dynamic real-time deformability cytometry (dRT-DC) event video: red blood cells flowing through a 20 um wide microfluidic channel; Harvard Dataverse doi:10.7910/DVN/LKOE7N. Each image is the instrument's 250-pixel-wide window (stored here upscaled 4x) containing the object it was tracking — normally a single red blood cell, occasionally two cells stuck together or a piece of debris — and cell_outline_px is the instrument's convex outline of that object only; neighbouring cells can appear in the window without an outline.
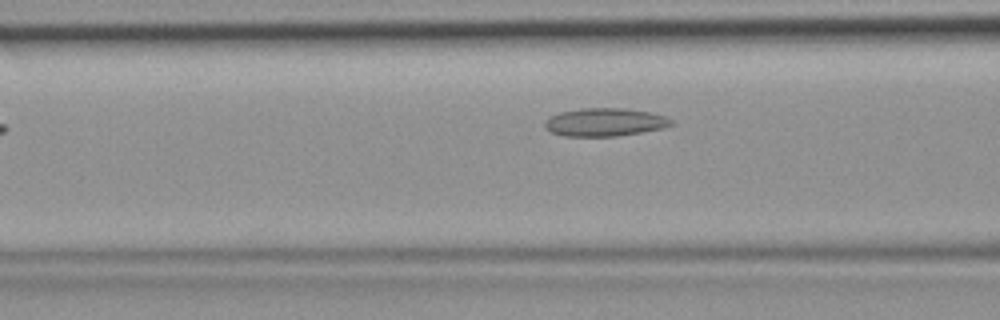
{"species": "common noctule bat (a hibernating species)", "species_latin": "Nyctalus noctula", "temperature_condition": "room temperature", "stored_images_in_passage": 5, "camera_frame_rate_fps": 3000, "um_per_image_px": 0.085, "animal": {"sex": "female", "body_mass_g": 19.9}, "frame": {"image": 1, "passage_image": 4, "time_ms": 1.0, "image_size_px": [1000, 320], "cell_outline_px": [[672, 124], [660, 128], [640, 132], [616, 136], [564, 136], [552, 132], [544, 128], [544, 120], [548, 116], [560, 112], [584, 108], [624, 108], [648, 112], [664, 116], [672, 120]], "centroid_in_image_um": [51.32, 10.38], "position_along_channel_um": 115.3, "area_um2": 20.52}}
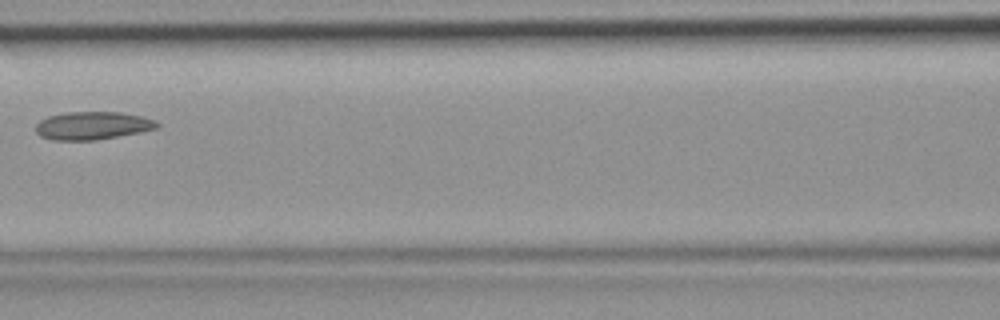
{"frame": {"image": 2, "passage_image": 5, "time_ms": 1.333, "image_size_px": [1000, 320], "cell_outline_px": [[160, 128], [140, 132], [96, 140], [52, 140], [40, 136], [36, 132], [36, 124], [40, 120], [48, 116], [68, 112], [120, 112], [140, 116], [156, 120], [160, 124]], "centroid_in_image_um": [7.88, 10.68], "position_along_channel_um": 158.7, "area_um2": 19.83}}